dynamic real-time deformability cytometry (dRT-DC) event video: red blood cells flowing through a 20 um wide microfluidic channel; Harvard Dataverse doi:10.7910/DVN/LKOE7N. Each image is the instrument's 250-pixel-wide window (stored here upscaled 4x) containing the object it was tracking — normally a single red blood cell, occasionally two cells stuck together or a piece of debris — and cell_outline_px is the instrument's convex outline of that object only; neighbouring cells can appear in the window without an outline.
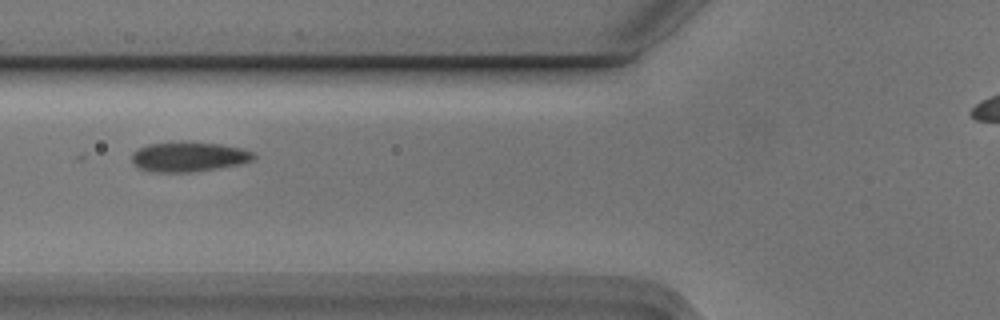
{"species": "Egyptian fruit bat (a non-hibernating species)", "species_latin": "Rousettus aegyptiacus", "temperature_condition": "cold", "stored_images_in_passage": 6, "camera_frame_rate_fps": 3000, "um_per_image_px": 0.085, "animal": {"sex": "male"}, "frame": {"image": 1, "passage_image": 2, "time_ms": 0.333, "image_size_px": [1000, 320], "cell_outline_px": [[256, 160], [244, 164], [220, 168], [192, 172], [148, 172], [136, 168], [132, 164], [132, 152], [148, 144], [220, 144], [244, 148], [252, 152], [256, 156]], "centroid_in_image_um": [16.08, 13.38], "position_along_channel_um": 109.7, "area_um2": 20.98}}
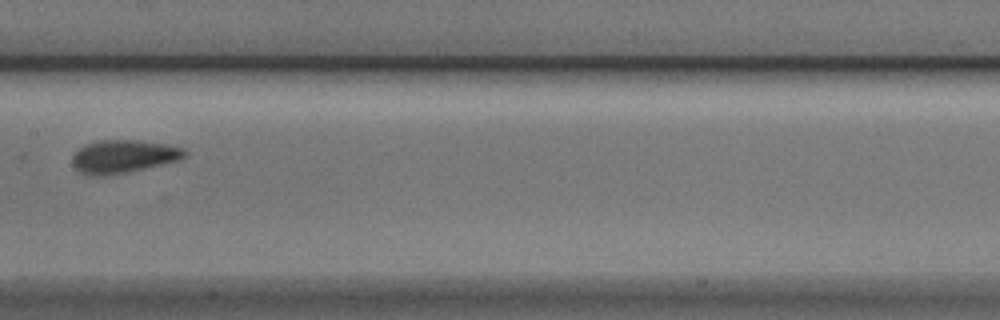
{"frame": {"image": 2, "passage_image": 4, "time_ms": 1.0, "image_size_px": [1000, 320], "cell_outline_px": [[188, 152], [180, 160], [128, 172], [104, 176], [88, 176], [80, 172], [72, 164], [72, 156], [84, 144], [100, 140], [136, 140], [164, 144], [184, 148]], "centroid_in_image_um": [10.47, 13.31], "position_along_channel_um": 196.9, "area_um2": 21.68}}
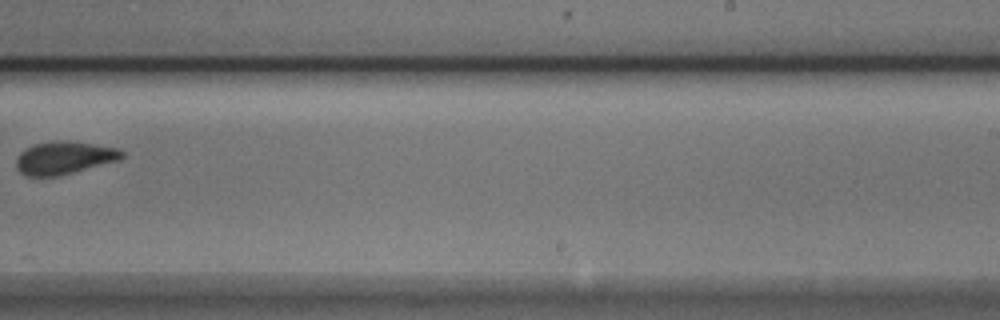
{"frame": {"image": 3, "passage_image": 6, "time_ms": 1.667, "image_size_px": [1000, 320], "cell_outline_px": [[124, 156], [120, 160], [56, 176], [24, 176], [16, 168], [16, 156], [24, 148], [32, 144], [52, 140], [64, 140], [92, 144], [116, 148], [124, 152]], "centroid_in_image_um": [5.39, 13.4], "position_along_channel_um": 283.6, "area_um2": 20.29}}